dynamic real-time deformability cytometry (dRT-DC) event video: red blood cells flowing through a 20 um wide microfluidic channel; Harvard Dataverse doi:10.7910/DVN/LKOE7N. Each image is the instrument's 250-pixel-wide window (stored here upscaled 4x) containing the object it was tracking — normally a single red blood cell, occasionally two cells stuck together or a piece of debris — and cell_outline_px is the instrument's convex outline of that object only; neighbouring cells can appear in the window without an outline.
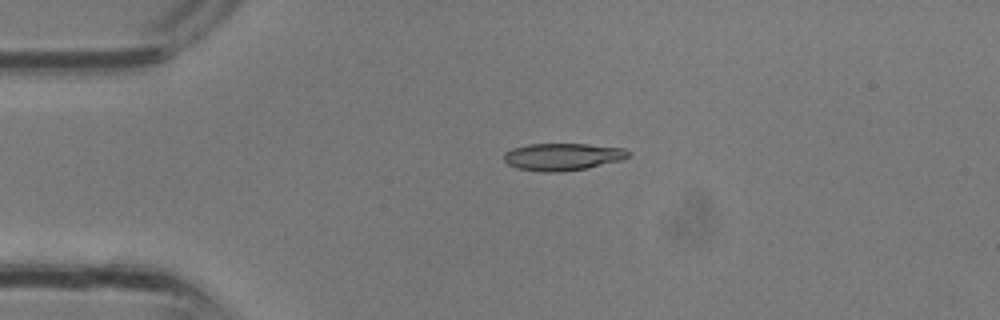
{"species": "common noctule bat (a hibernating species)", "species_latin": "Nyctalus noctula", "temperature_condition": "room temperature", "stored_images_in_passage": 31, "camera_frame_rate_fps": 3000, "um_per_image_px": 0.085, "animal": {"sex": "male", "body_mass_g": 13.3}, "frame": {"image": 1, "passage_image": 6, "time_ms": 1.667, "image_size_px": [1000, 320], "cell_outline_px": [[628, 156], [620, 160], [588, 168], [560, 172], [544, 172], [516, 168], [508, 164], [504, 160], [504, 152], [512, 148], [528, 144], [588, 144], [624, 148], [628, 152]], "centroid_in_image_um": [47.78, 13.32], "position_along_channel_um": 37.2, "area_um2": 19.71}}
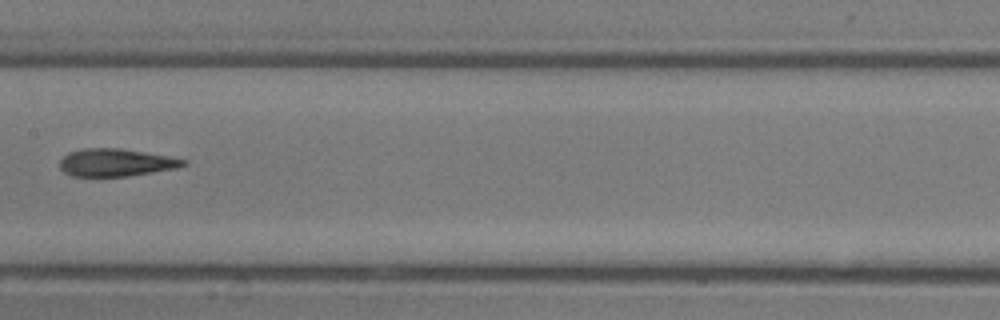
{"frame": {"image": 2, "passage_image": 15, "time_ms": 4.667, "image_size_px": [1000, 320], "cell_outline_px": [[188, 164], [176, 168], [128, 176], [72, 176], [64, 172], [60, 168], [60, 160], [68, 152], [84, 148], [120, 148], [168, 156], [188, 160]], "centroid_in_image_um": [9.85, 13.81], "position_along_channel_um": 197.6, "area_um2": 19.83}}
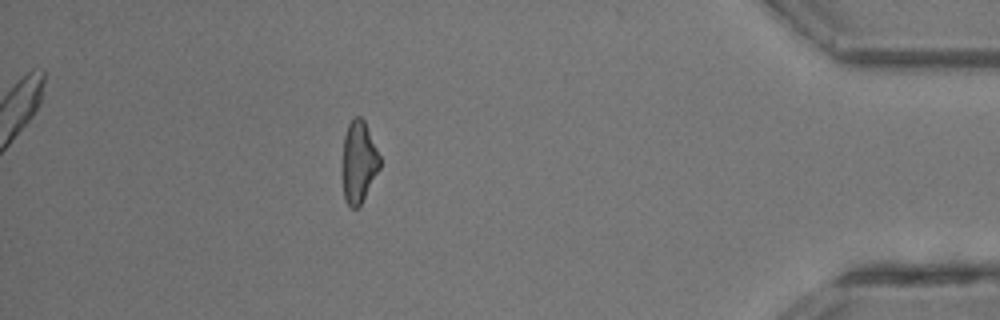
{"frame": {"image": 3, "passage_image": 27, "time_ms": 8.667, "image_size_px": [1000, 320], "cell_outline_px": [[380, 168], [360, 208], [352, 208], [344, 200], [340, 172], [344, 136], [348, 124], [356, 116], [360, 116], [364, 120], [380, 156]], "centroid_in_image_um": [30.45, 13.83], "position_along_channel_um": 404.7, "area_um2": 18.5}}